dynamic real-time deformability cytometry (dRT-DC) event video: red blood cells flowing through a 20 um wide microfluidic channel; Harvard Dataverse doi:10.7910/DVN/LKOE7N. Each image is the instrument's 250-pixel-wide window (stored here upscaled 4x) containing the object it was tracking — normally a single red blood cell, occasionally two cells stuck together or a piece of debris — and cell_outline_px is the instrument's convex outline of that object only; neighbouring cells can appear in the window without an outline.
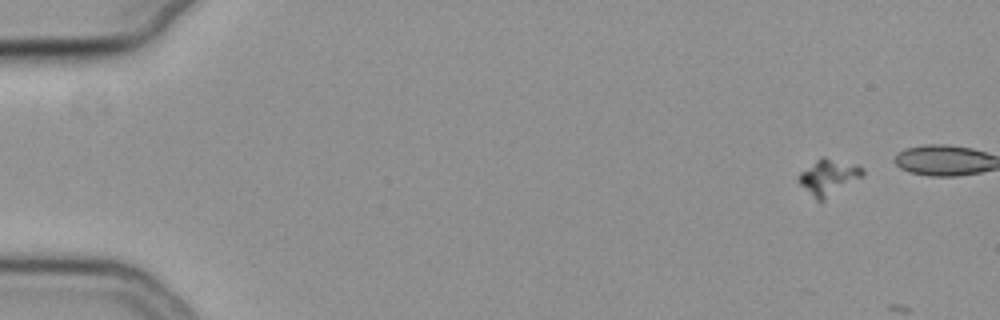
{"species": "common noctule bat (a hibernating species)", "species_latin": "Nyctalus noctula", "temperature_condition": "cold", "stored_images_in_passage": 3, "camera_frame_rate_fps": 3000, "um_per_image_px": 0.085, "animal": {"sex": "female", "body_mass_g": 19.3, "forearm_length_mm": 54.1}, "frame": {"image": 1, "passage_image": 1, "time_ms": 0.0, "image_size_px": [1000, 320], "cell_outline_px": [[864, 176], [820, 204], [796, 180], [796, 176], [800, 172], [820, 156], [824, 156], [856, 164], [864, 168]], "centroid_in_image_um": [70.43, 15.06], "position_along_channel_um": 14.6, "area_um2": 13.87}}